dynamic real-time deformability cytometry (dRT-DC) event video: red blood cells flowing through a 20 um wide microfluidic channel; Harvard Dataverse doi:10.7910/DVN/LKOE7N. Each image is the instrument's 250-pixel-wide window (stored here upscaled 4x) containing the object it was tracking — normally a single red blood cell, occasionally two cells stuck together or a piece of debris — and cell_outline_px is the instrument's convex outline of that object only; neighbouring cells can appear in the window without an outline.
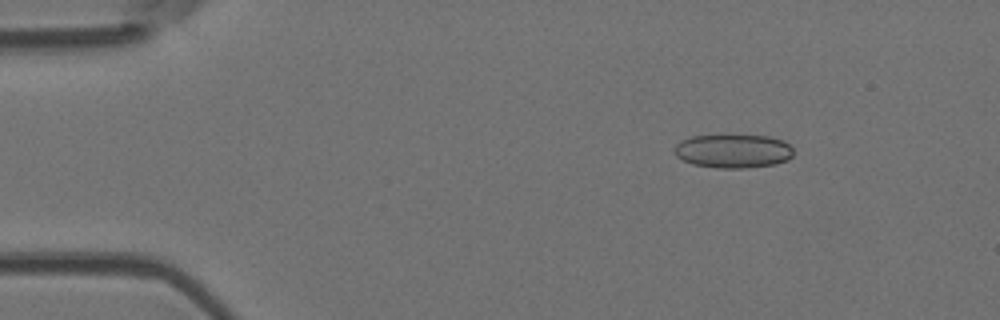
{"species": "Egyptian fruit bat (a non-hibernating species)", "species_latin": "Rousettus aegyptiacus", "temperature_condition": "room temperature", "stored_images_in_passage": 5, "camera_frame_rate_fps": 3000, "um_per_image_px": 0.085, "animal": {"sex": "female"}, "frame": {"image": 1, "passage_image": 1, "time_ms": 0.0, "image_size_px": [1000, 320], "cell_outline_px": [[792, 156], [788, 160], [776, 164], [744, 168], [716, 168], [692, 164], [676, 156], [676, 144], [680, 140], [692, 136], [768, 136], [784, 140], [792, 148]], "centroid_in_image_um": [62.34, 12.85], "position_along_channel_um": 22.7, "area_um2": 23.24}}
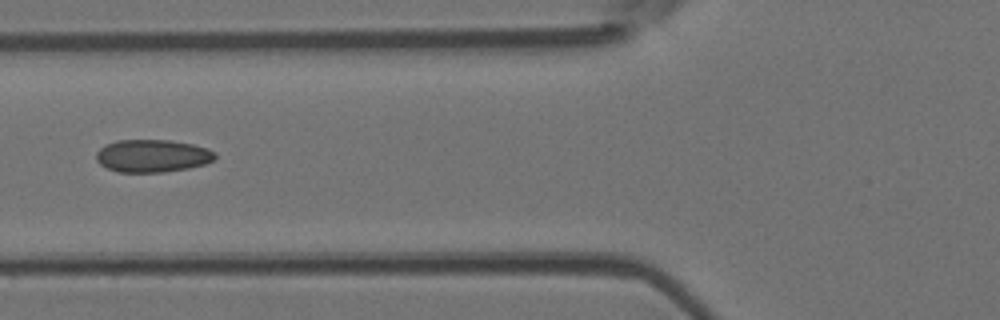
{"frame": {"image": 2, "passage_image": 4, "time_ms": 4.333, "image_size_px": [1000, 320], "cell_outline_px": [[216, 156], [212, 160], [204, 164], [188, 168], [164, 172], [120, 172], [108, 168], [100, 164], [96, 160], [96, 152], [104, 144], [116, 140], [168, 140], [192, 144], [208, 148], [216, 152]], "centroid_in_image_um": [12.94, 13.24], "position_along_channel_um": 112.9, "area_um2": 22.66}}
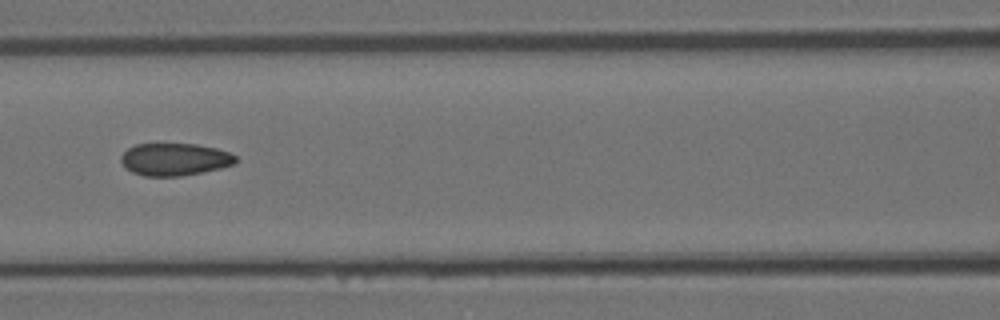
{"frame": {"image": 3, "passage_image": 5, "time_ms": 5.333, "image_size_px": [1000, 320], "cell_outline_px": [[236, 160], [232, 164], [220, 168], [180, 176], [144, 176], [132, 172], [124, 168], [120, 160], [120, 156], [128, 148], [136, 144], [196, 144], [216, 148], [228, 152], [236, 156]], "centroid_in_image_um": [14.79, 13.54], "position_along_channel_um": 151.8, "area_um2": 21.56}}